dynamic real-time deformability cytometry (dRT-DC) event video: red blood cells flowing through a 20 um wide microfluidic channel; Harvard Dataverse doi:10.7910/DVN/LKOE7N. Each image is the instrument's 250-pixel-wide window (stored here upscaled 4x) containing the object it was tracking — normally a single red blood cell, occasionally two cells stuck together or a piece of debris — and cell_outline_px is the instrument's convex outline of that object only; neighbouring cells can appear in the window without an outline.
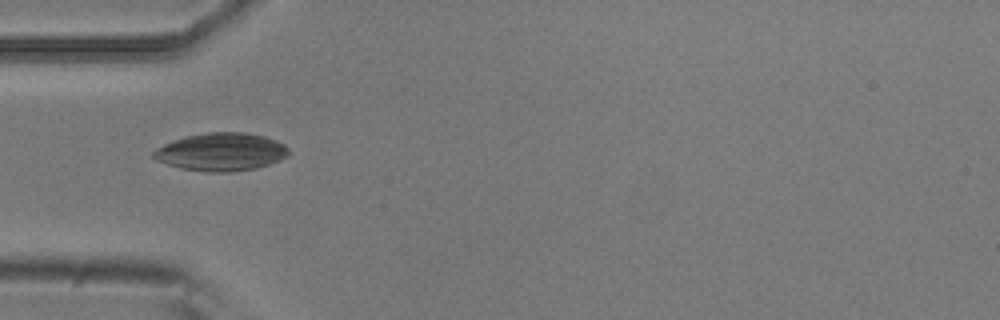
{"species": "common noctule bat (a hibernating species)", "species_latin": "Nyctalus noctula", "temperature_condition": "room temperature", "stored_images_in_passage": 3, "camera_frame_rate_fps": 3000, "um_per_image_px": 0.085, "animal": {"sex": "male", "body_mass_g": 20.5, "forearm_length_mm": 52.5}, "frame": {"image": 1, "passage_image": 1, "time_ms": 0.0, "image_size_px": [1000, 320], "cell_outline_px": [[288, 156], [280, 160], [256, 168], [228, 172], [204, 172], [180, 168], [156, 160], [152, 156], [152, 152], [156, 148], [164, 144], [188, 136], [208, 132], [244, 132], [264, 136], [276, 140], [284, 144], [288, 148]], "centroid_in_image_um": [18.8, 12.91], "position_along_channel_um": 66.2, "area_um2": 29.77}}
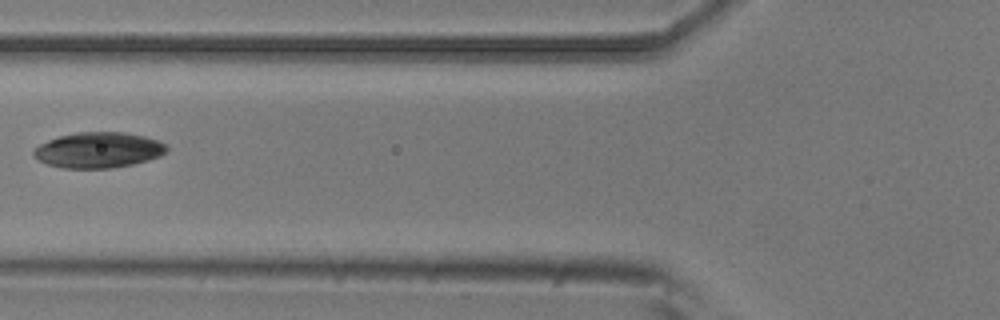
{"frame": {"image": 2, "passage_image": 2, "time_ms": 0.333, "image_size_px": [1000, 320], "cell_outline_px": [[168, 148], [160, 156], [148, 160], [132, 164], [112, 168], [64, 168], [48, 164], [40, 160], [32, 152], [40, 144], [48, 140], [60, 136], [76, 132], [124, 132], [144, 136], [160, 140], [168, 144]], "centroid_in_image_um": [8.41, 12.74], "position_along_channel_um": 117.4, "area_um2": 27.51}}
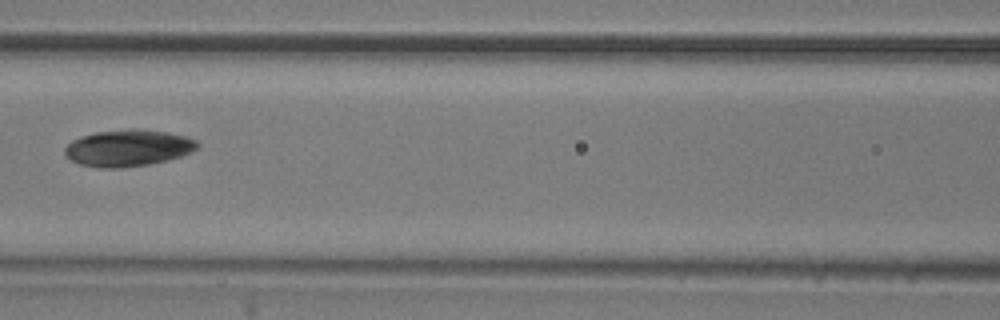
{"frame": {"image": 3, "passage_image": 3, "time_ms": 0.667, "image_size_px": [1000, 320], "cell_outline_px": [[200, 144], [196, 148], [180, 156], [148, 164], [120, 168], [100, 168], [80, 164], [72, 160], [64, 152], [64, 148], [72, 140], [96, 132], [132, 128], [136, 128], [164, 132], [184, 136], [196, 140]], "centroid_in_image_um": [10.86, 12.57], "position_along_channel_um": 155.7, "area_um2": 27.86}}